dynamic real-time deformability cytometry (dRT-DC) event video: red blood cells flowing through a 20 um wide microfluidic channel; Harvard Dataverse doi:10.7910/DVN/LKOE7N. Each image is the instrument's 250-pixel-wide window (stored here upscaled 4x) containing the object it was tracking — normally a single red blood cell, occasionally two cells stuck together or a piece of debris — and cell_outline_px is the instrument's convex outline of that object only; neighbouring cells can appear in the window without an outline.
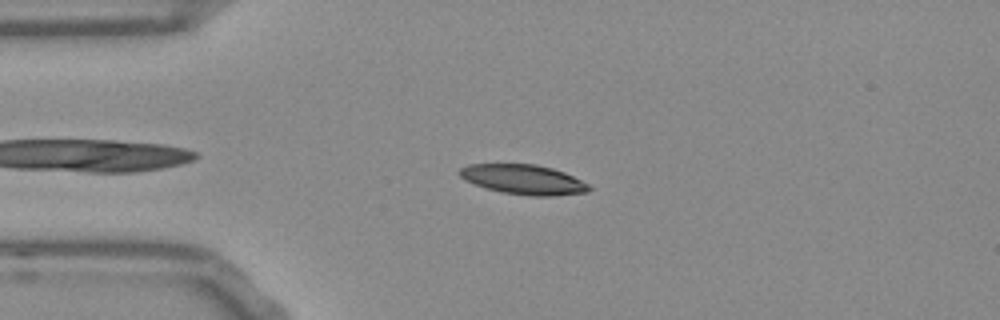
{"species": "Egyptian fruit bat (a non-hibernating species)", "species_latin": "Rousettus aegyptiacus", "temperature_condition": "room temperature", "stored_images_in_passage": 48, "camera_frame_rate_fps": 3000, "um_per_image_px": 0.085, "frame": {"image": 1, "passage_image": 7, "time_ms": 2.0, "image_size_px": [1000, 320], "cell_outline_px": [[592, 188], [588, 192], [552, 196], [532, 196], [504, 192], [488, 188], [464, 180], [460, 176], [460, 168], [468, 164], [536, 164], [552, 168], [564, 172], [588, 184]], "centroid_in_image_um": [44.51, 15.25], "position_along_channel_um": 40.5, "area_um2": 22.2}}
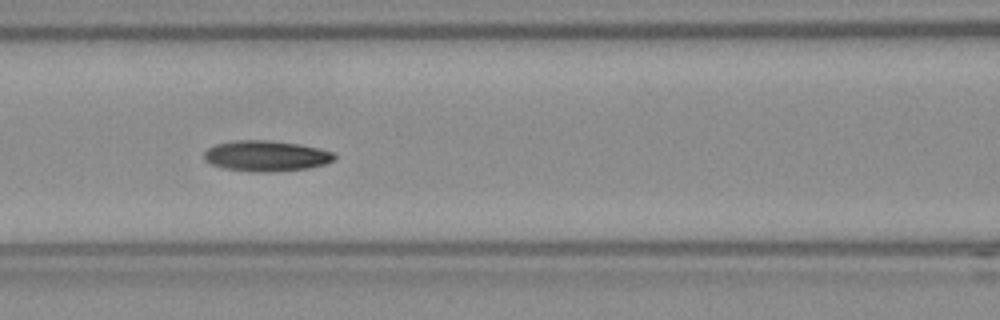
{"frame": {"image": 2, "passage_image": 17, "time_ms": 5.333, "image_size_px": [1000, 320], "cell_outline_px": [[336, 160], [324, 164], [308, 168], [272, 172], [248, 172], [224, 168], [212, 164], [204, 160], [204, 152], [208, 148], [216, 144], [236, 140], [268, 140], [296, 144], [316, 148], [332, 152], [336, 156]], "centroid_in_image_um": [22.59, 13.26], "position_along_channel_um": 144.0, "area_um2": 23.24}}
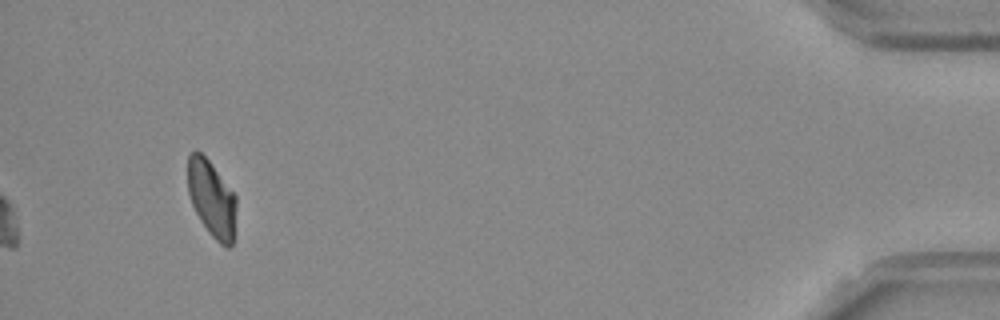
{"frame": {"image": 3, "passage_image": 45, "time_ms": 14.667, "image_size_px": [1000, 320], "cell_outline_px": [[236, 204], [232, 244], [228, 248], [220, 244], [208, 232], [200, 220], [192, 204], [188, 192], [188, 152], [196, 148], [208, 160], [236, 196]], "centroid_in_image_um": [17.97, 16.86], "position_along_channel_um": 417.2, "area_um2": 21.44}, "authors_computed_cell_mechanics": {"area_um2": 22.3975, "velocity_mm_per_s": 3.7493, "shape_relaxation_time_tau1_ms": 9.2087, "shape_relaxation_time_tau2_ms": 7.2438, "deformation_change_tau1": 0.1759, "deformation_change_tau2": 0.1275}}